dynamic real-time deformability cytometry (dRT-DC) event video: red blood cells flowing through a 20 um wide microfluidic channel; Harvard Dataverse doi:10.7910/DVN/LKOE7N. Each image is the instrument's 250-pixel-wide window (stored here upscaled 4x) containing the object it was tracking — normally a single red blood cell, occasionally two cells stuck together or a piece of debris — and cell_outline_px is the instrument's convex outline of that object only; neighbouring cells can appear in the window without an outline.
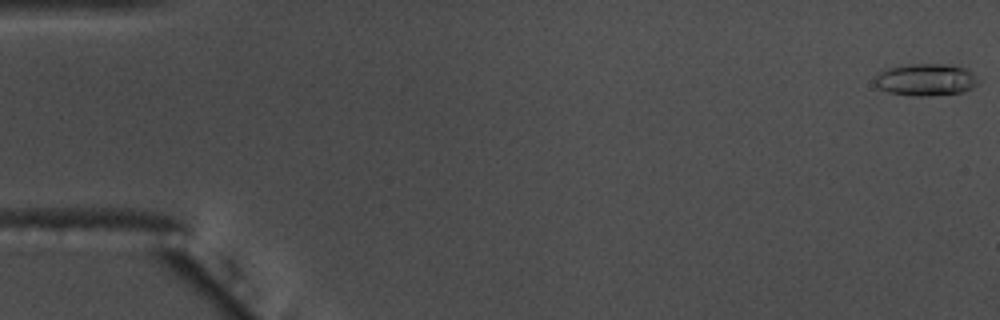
{"species": "common noctule bat (a hibernating species)", "species_latin": "Nyctalus noctula", "temperature_condition": "warm", "stored_images_in_passage": 57, "camera_frame_rate_fps": 3000, "um_per_image_px": 0.085, "animal": {"sex": "male", "body_mass_g": 17.5, "forearm_length_mm": 52.3}, "frame": {"image": 1, "passage_image": 1, "time_ms": 0.0, "image_size_px": [1000, 320], "cell_outline_px": [[980, 80], [972, 88], [964, 92], [928, 96], [912, 96], [888, 92], [880, 88], [876, 84], [876, 76], [880, 72], [888, 68], [908, 64], [944, 64], [968, 68]], "centroid_in_image_um": [78.74, 6.78], "position_along_channel_um": 6.3, "area_um2": 19.36}}
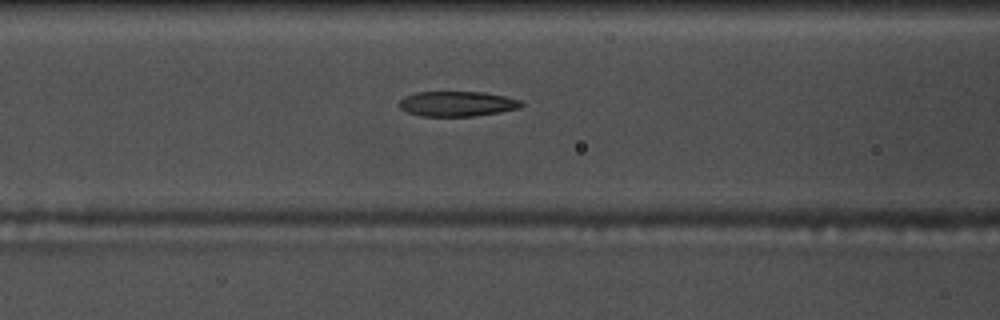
{"frame": {"image": 2, "passage_image": 24, "time_ms": 7.667, "image_size_px": [1000, 320], "cell_outline_px": [[524, 104], [520, 108], [472, 116], [420, 116], [408, 112], [400, 108], [396, 104], [404, 96], [416, 92], [484, 92], [504, 96], [520, 100]], "centroid_in_image_um": [38.81, 8.81], "position_along_channel_um": 127.8, "area_um2": 17.8}}
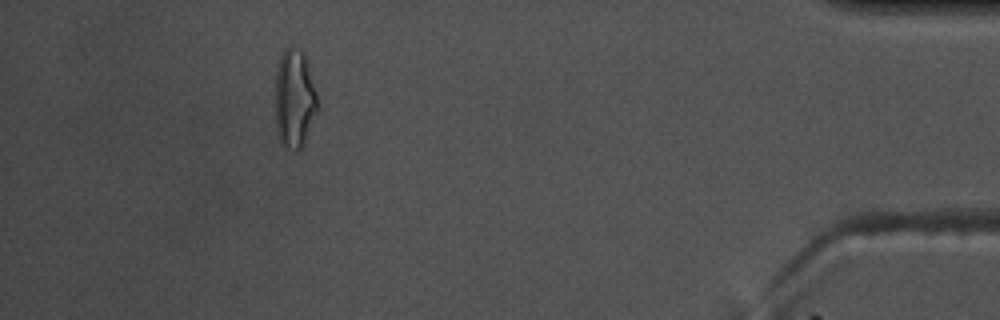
{"frame": {"image": 3, "passage_image": 52, "time_ms": 17.0, "image_size_px": [1000, 320], "cell_outline_px": [[316, 112], [304, 144], [300, 148], [284, 148], [280, 144], [276, 132], [276, 68], [280, 56], [284, 48], [288, 44], [300, 48], [304, 52], [308, 64], [316, 92]], "centroid_in_image_um": [25.0, 8.33], "position_along_channel_um": 410.2, "area_um2": 24.39}, "authors_computed_cell_mechanics": {"area_um2": 18.7272, "velocity_mm_per_s": 3.6426, "shape_relaxation_time_tau1_ms": 7.4113, "shape_relaxation_time_tau2_ms": 1.8467, "deformation_change_tau1": 0.2244, "deformation_change_tau2": 0.103}}